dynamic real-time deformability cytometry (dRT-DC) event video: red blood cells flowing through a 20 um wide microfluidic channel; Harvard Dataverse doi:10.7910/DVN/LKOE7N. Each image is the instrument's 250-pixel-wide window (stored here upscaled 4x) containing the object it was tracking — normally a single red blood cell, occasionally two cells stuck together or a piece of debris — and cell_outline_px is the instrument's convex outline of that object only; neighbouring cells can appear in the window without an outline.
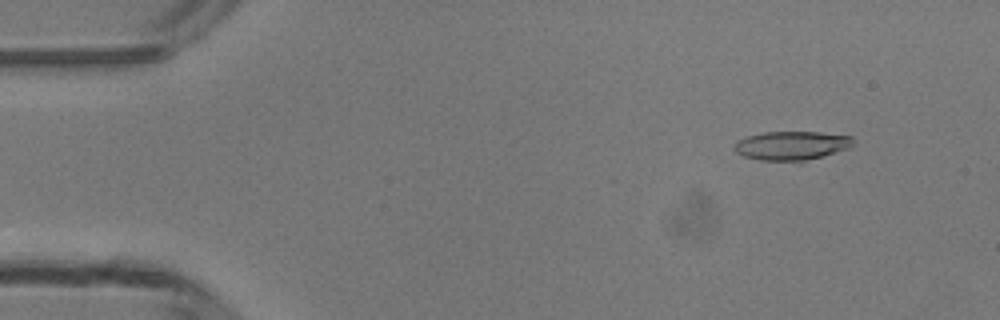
{"species": "common noctule bat (a hibernating species)", "species_latin": "Nyctalus noctula", "temperature_condition": "room temperature", "stored_images_in_passage": 49, "camera_frame_rate_fps": 3000, "um_per_image_px": 0.085, "animal": {"sex": "male", "body_mass_g": 13.3}, "frame": {"image": 1, "passage_image": 5, "time_ms": 1.333, "image_size_px": [1000, 320], "cell_outline_px": [[852, 144], [848, 148], [800, 164], [760, 160], [744, 156], [736, 152], [732, 148], [740, 140], [748, 136], [764, 132], [820, 132], [852, 136]], "centroid_in_image_um": [67.29, 12.42], "position_along_channel_um": 17.7, "area_um2": 20.46}}
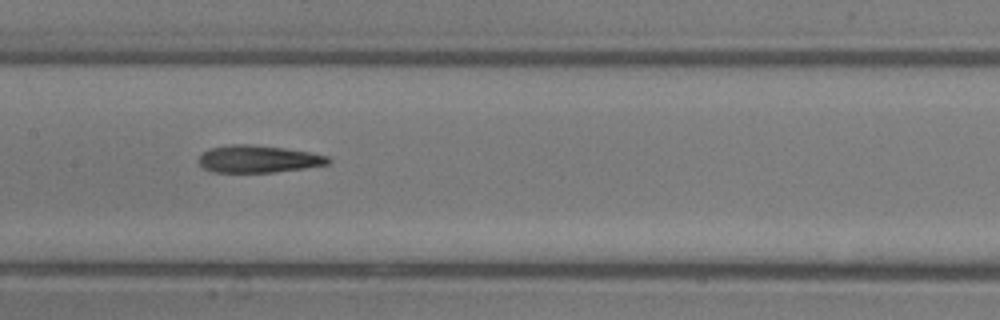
{"frame": {"image": 2, "passage_image": 24, "time_ms": 7.667, "image_size_px": [1000, 320], "cell_outline_px": [[332, 160], [328, 164], [304, 168], [276, 172], [212, 172], [204, 168], [196, 160], [204, 152], [212, 148], [232, 144], [252, 144], [284, 148], [312, 152], [328, 156]], "centroid_in_image_um": [21.98, 13.51], "position_along_channel_um": 185.4, "area_um2": 20.63}}
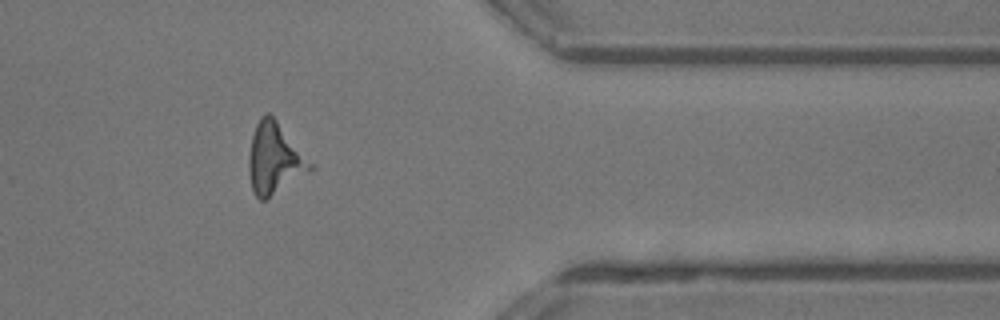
{"frame": {"image": 3, "passage_image": 40, "time_ms": 13.0, "image_size_px": [1000, 320], "cell_outline_px": [[316, 168], [268, 200], [260, 200], [256, 196], [252, 188], [248, 168], [248, 156], [252, 136], [256, 124], [260, 116], [268, 112], [276, 120]], "centroid_in_image_um": [23.33, 13.53], "position_along_channel_um": 388.1, "area_um2": 25.43}}